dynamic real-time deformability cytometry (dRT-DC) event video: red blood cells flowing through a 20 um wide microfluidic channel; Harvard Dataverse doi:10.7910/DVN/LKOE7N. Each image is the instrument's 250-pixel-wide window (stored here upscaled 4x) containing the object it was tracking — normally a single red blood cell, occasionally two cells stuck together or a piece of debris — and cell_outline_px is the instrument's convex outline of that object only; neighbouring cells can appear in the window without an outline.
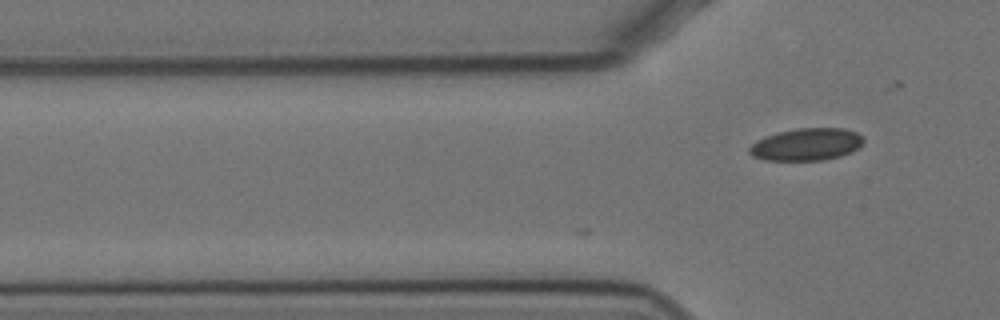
{"species": "Egyptian fruit bat (a non-hibernating species)", "species_latin": "Rousettus aegyptiacus", "temperature_condition": "cold", "stored_images_in_passage": 7, "camera_frame_rate_fps": 3000, "um_per_image_px": 0.085, "animal": {"sex": "female"}, "frame": {"image": 1, "passage_image": 7, "time_ms": 2.0, "image_size_px": [1000, 320], "cell_outline_px": [[864, 140], [852, 152], [840, 156], [824, 160], [764, 160], [752, 156], [748, 152], [748, 148], [756, 140], [780, 132], [796, 128], [844, 128], [856, 132]], "centroid_in_image_um": [68.52, 12.28], "position_along_channel_um": 57.3, "area_um2": 21.33}}